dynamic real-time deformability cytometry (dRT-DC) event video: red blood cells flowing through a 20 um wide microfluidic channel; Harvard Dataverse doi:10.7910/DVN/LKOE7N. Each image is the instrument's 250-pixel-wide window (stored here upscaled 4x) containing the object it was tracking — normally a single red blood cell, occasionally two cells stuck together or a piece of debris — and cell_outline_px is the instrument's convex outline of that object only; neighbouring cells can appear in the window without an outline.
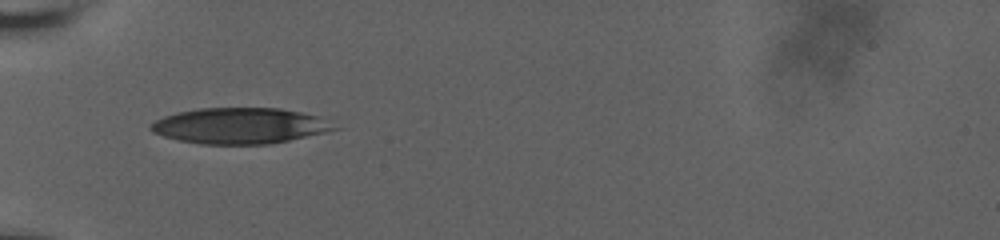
{"species": "human", "species_latin": "Homo sapiens", "temperature_condition": "room temperature", "stored_images_in_passage": 38, "camera_frame_rate_fps": 3000, "um_per_image_px": 0.085, "donor": {"sex": "male"}, "frame": {"image": 1, "passage_image": 1, "time_ms": 0.0, "image_size_px": [1000, 240], "cell_outline_px": [[344, 128], [288, 140], [268, 144], [200, 144], [180, 140], [164, 136], [152, 132], [148, 128], [148, 124], [164, 116], [176, 112], [200, 108], [280, 108], [320, 116]], "centroid_in_image_um": [20.41, 10.68], "position_along_channel_um": 64.6, "area_um2": 38.55}}
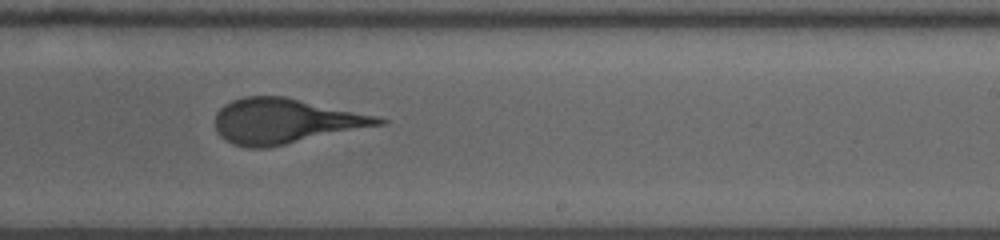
{"frame": {"image": 2, "passage_image": 18, "time_ms": 5.667, "image_size_px": [1000, 240], "cell_outline_px": [[388, 120], [384, 124], [264, 148], [244, 148], [232, 144], [220, 136], [216, 132], [216, 112], [224, 104], [232, 100], [244, 96], [284, 96], [376, 116]], "centroid_in_image_um": [24.17, 10.29], "position_along_channel_um": 264.8, "area_um2": 42.43}}
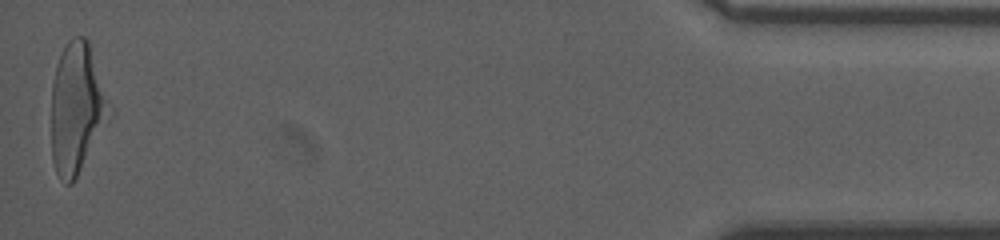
{"frame": {"image": 3, "passage_image": 38, "time_ms": 12.333, "image_size_px": [1000, 240], "cell_outline_px": [[104, 116], [80, 168], [72, 184], [64, 184], [60, 180], [56, 172], [52, 160], [52, 80], [56, 64], [60, 52], [68, 40], [72, 36], [84, 36], [88, 40], [104, 100]], "centroid_in_image_um": [6.35, 9.14], "position_along_channel_um": 428.9, "area_um2": 40.75}}